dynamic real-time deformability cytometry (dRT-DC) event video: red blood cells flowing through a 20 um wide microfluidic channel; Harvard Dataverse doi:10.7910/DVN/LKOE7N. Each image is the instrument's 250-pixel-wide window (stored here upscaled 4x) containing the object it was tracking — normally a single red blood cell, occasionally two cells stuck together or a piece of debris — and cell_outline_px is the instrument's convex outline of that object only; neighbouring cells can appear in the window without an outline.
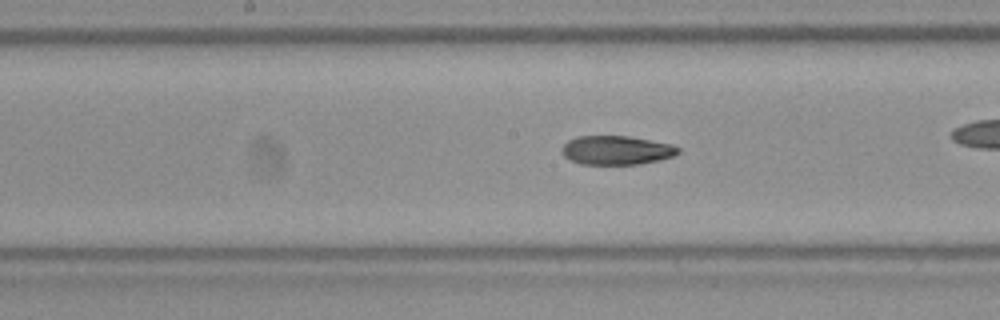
{"species": "Egyptian fruit bat (a non-hibernating species)", "species_latin": "Rousettus aegyptiacus", "temperature_condition": "room temperature", "stored_images_in_passage": 46, "camera_frame_rate_fps": 3000, "um_per_image_px": 0.085, "frame": {"image": 1, "passage_image": 27, "time_ms": 8.667, "image_size_px": [1000, 320], "cell_outline_px": [[680, 152], [672, 156], [660, 160], [640, 164], [580, 164], [564, 156], [560, 152], [560, 148], [568, 140], [576, 136], [628, 136], [672, 144], [680, 148]], "centroid_in_image_um": [52.38, 12.76], "position_along_channel_um": 195.8, "area_um2": 19.71}}
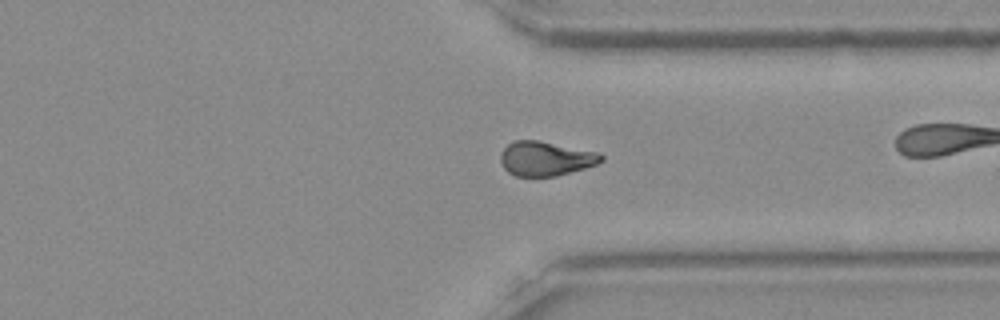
{"frame": {"image": 2, "passage_image": 40, "time_ms": 13.0, "image_size_px": [1000, 320], "cell_outline_px": [[604, 160], [596, 164], [584, 168], [556, 176], [516, 176], [508, 172], [504, 168], [500, 160], [500, 156], [504, 148], [512, 140], [536, 140], [600, 152], [604, 156]], "centroid_in_image_um": [46.39, 13.47], "position_along_channel_um": 365.0, "area_um2": 20.17}, "authors_computed_cell_mechanics": {"area_um2": 20.2878, "velocity_mm_per_s": 3.9101, "shape_relaxation_time_tau1_ms": 9.7919, "shape_relaxation_time_tau2_ms": 7.3869, "deformation_change_tau1": 0.256, "deformation_change_tau2": 0.1518}}